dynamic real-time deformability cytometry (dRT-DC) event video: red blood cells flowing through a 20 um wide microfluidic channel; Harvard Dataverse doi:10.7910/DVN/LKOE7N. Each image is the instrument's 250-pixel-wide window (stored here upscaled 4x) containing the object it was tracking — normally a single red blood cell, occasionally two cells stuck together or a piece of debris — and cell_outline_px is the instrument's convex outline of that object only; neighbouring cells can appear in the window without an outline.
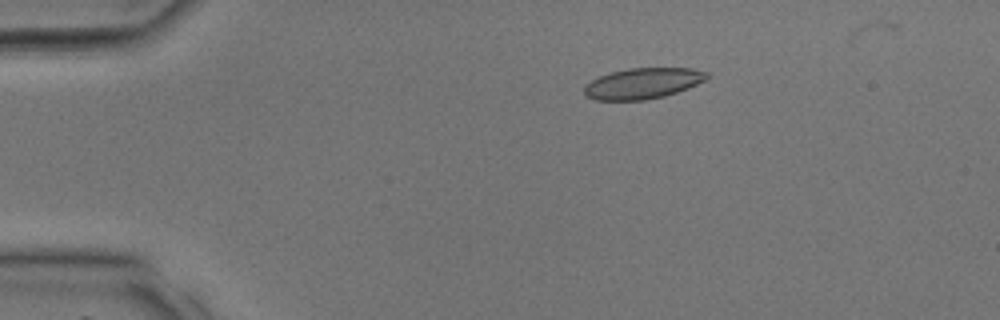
{"species": "common noctule bat (a hibernating species)", "species_latin": "Nyctalus noctula", "temperature_condition": "room temperature", "stored_images_in_passage": 7, "camera_frame_rate_fps": 3000, "um_per_image_px": 0.085, "animal": {"sex": "male", "body_mass_g": 17.9, "forearm_length_mm": 54.2}, "frame": {"image": 1, "passage_image": 2, "time_ms": 0.333, "image_size_px": [1000, 320], "cell_outline_px": [[708, 76], [704, 80], [688, 88], [664, 96], [644, 100], [596, 100], [588, 96], [584, 92], [584, 84], [600, 76], [612, 72], [628, 68], [692, 68], [708, 72]], "centroid_in_image_um": [54.63, 7.08], "position_along_channel_um": 30.4, "area_um2": 21.85}}